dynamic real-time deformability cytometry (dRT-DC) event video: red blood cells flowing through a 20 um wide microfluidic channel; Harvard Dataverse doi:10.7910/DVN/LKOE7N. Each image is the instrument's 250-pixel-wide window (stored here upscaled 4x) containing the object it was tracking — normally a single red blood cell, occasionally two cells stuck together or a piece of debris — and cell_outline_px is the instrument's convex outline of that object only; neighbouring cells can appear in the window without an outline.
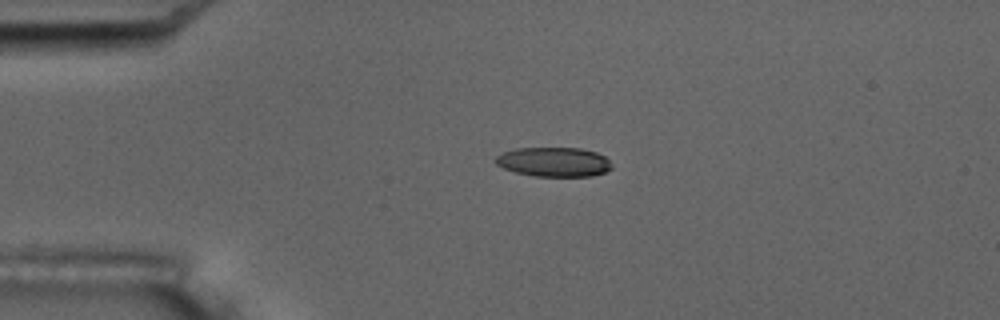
{"species": "common noctule bat (a hibernating species)", "species_latin": "Nyctalus noctula", "temperature_condition": "room temperature", "stored_images_in_passage": 2, "camera_frame_rate_fps": 3000, "um_per_image_px": 0.085, "animal": {"sex": "male", "body_mass_g": 17.5, "forearm_length_mm": 52.3}, "frame": {"image": 1, "passage_image": 1, "time_ms": 0.0, "image_size_px": [1000, 320], "cell_outline_px": [[612, 168], [604, 172], [592, 176], [532, 176], [516, 172], [504, 168], [496, 164], [492, 160], [496, 156], [504, 152], [516, 148], [580, 148], [596, 152], [604, 156], [612, 164]], "centroid_in_image_um": [47.06, 13.76], "position_along_channel_um": 37.9, "area_um2": 19.94}}